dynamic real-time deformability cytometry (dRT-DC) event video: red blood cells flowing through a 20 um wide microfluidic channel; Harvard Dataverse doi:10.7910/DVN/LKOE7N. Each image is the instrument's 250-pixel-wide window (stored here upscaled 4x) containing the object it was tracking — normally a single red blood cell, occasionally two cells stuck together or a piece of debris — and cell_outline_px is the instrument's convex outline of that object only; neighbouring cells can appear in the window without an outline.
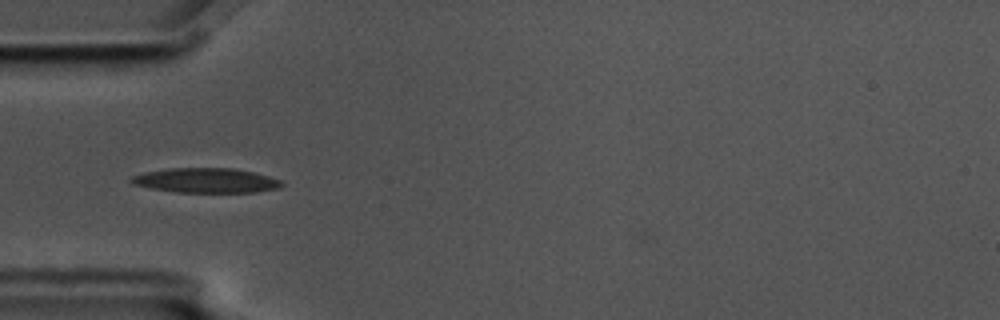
{"species": "common noctule bat (a hibernating species)", "species_latin": "Nyctalus noctula", "temperature_condition": "cold", "stored_images_in_passage": 6, "camera_frame_rate_fps": 3000, "um_per_image_px": 0.085, "animal": {"sex": "male", "body_mass_g": 17.5, "forearm_length_mm": 52.3}, "frame": {"image": 1, "passage_image": 5, "time_ms": 1.333, "image_size_px": [1000, 320], "cell_outline_px": [[284, 184], [280, 188], [256, 192], [176, 192], [152, 188], [132, 184], [128, 180], [132, 176], [144, 172], [168, 168], [232, 168], [252, 172], [268, 176], [280, 180]], "centroid_in_image_um": [17.49, 15.34], "position_along_channel_um": 67.5, "area_um2": 21.62}}